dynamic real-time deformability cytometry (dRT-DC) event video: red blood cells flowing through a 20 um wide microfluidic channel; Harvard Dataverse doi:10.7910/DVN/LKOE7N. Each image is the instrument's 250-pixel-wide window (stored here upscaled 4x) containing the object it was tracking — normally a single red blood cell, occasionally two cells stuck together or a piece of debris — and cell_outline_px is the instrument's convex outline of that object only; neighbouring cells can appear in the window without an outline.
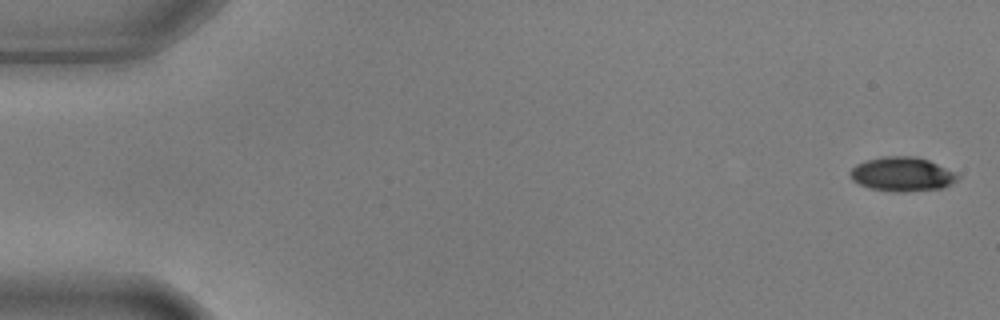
{"species": "common noctule bat (a hibernating species)", "species_latin": "Nyctalus noctula", "temperature_condition": "warm", "stored_images_in_passage": 6, "segment_of_instrument_passage": [1, 2], "camera_frame_rate_fps": 3000, "um_per_image_px": 0.085, "animal": {"sex": "male", "body_mass_g": 17.9, "forearm_length_mm": 54.2}, "frame": {"image": 1, "passage_image": 1, "time_ms": 0.0, "image_size_px": [1000, 320], "cell_outline_px": [[960, 176], [952, 184], [944, 188], [904, 192], [896, 192], [868, 188], [852, 180], [848, 172], [856, 164], [864, 160], [884, 156], [916, 156], [928, 160], [956, 172]], "centroid_in_image_um": [76.67, 14.81], "position_along_channel_um": 8.3, "area_um2": 21.68}}
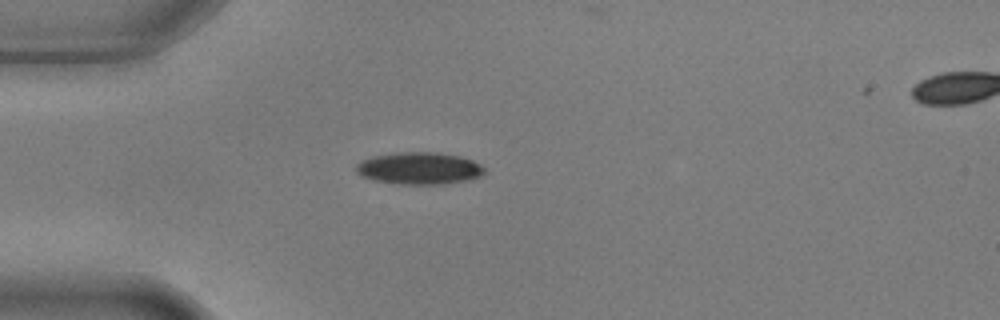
{"frame": {"image": 2, "passage_image": 5, "time_ms": 1.333, "image_size_px": [1000, 320], "cell_outline_px": [[488, 172], [480, 176], [468, 180], [440, 184], [400, 184], [376, 180], [360, 176], [356, 172], [356, 164], [360, 160], [372, 156], [396, 152], [440, 152], [460, 156], [472, 160], [480, 164]], "centroid_in_image_um": [35.63, 14.29], "position_along_channel_um": 49.4, "area_um2": 24.22}}